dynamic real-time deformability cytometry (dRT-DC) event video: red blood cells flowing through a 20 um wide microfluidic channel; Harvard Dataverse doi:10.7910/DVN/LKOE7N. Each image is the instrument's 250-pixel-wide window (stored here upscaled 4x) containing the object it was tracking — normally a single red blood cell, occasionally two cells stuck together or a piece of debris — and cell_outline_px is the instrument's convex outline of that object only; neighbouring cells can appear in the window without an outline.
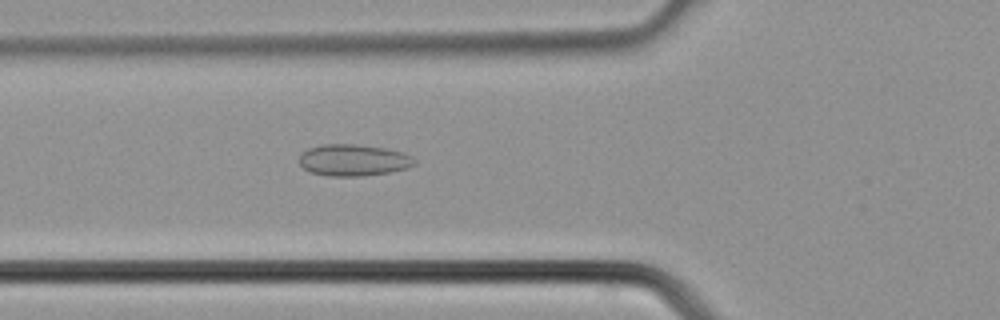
{"species": "common noctule bat (a hibernating species)", "species_latin": "Nyctalus noctula", "temperature_condition": "cold", "stored_images_in_passage": 38, "camera_frame_rate_fps": 3000, "um_per_image_px": 0.085, "animal": {"sex": "male", "body_mass_g": 21.5, "forearm_length_mm": 52.0}, "frame": {"image": 1, "passage_image": 14, "time_ms": 4.333, "image_size_px": [1000, 320], "cell_outline_px": [[416, 164], [408, 168], [388, 172], [360, 176], [328, 176], [308, 172], [300, 164], [300, 156], [308, 148], [320, 144], [356, 144], [384, 148], [400, 152], [412, 156], [416, 160]], "centroid_in_image_um": [30.03, 13.61], "position_along_channel_um": 95.8, "area_um2": 21.21}}
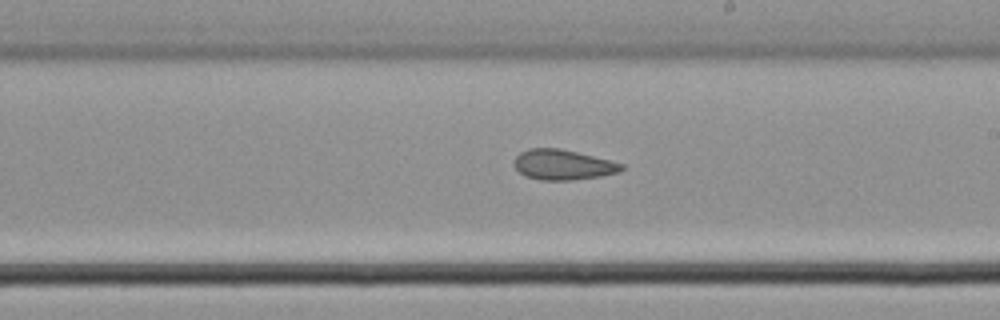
{"frame": {"image": 2, "passage_image": 22, "time_ms": 7.0, "image_size_px": [1000, 320], "cell_outline_px": [[624, 168], [620, 172], [600, 176], [572, 180], [540, 180], [524, 176], [512, 164], [516, 156], [520, 152], [528, 148], [560, 148], [624, 164]], "centroid_in_image_um": [47.81, 14.0], "position_along_channel_um": 241.2, "area_um2": 18.9}}
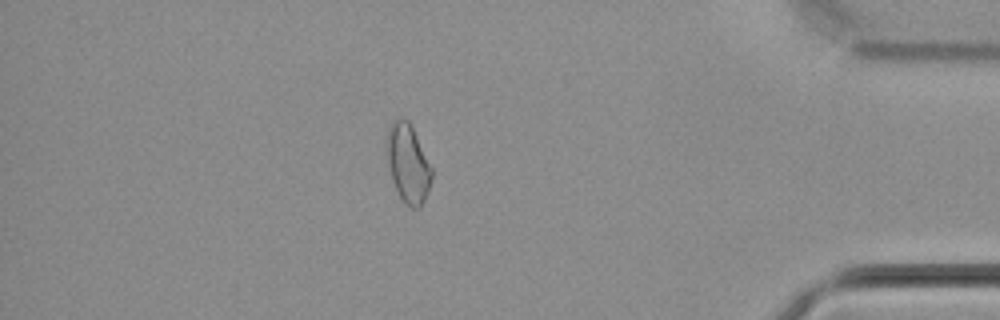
{"frame": {"image": 3, "passage_image": 33, "time_ms": 10.667, "image_size_px": [1000, 320], "cell_outline_px": [[432, 180], [424, 200], [416, 208], [412, 208], [404, 204], [392, 180], [384, 148], [388, 128], [392, 120], [404, 116], [408, 120], [432, 168]], "centroid_in_image_um": [34.64, 13.85], "position_along_channel_um": 400.6, "area_um2": 20.63}}